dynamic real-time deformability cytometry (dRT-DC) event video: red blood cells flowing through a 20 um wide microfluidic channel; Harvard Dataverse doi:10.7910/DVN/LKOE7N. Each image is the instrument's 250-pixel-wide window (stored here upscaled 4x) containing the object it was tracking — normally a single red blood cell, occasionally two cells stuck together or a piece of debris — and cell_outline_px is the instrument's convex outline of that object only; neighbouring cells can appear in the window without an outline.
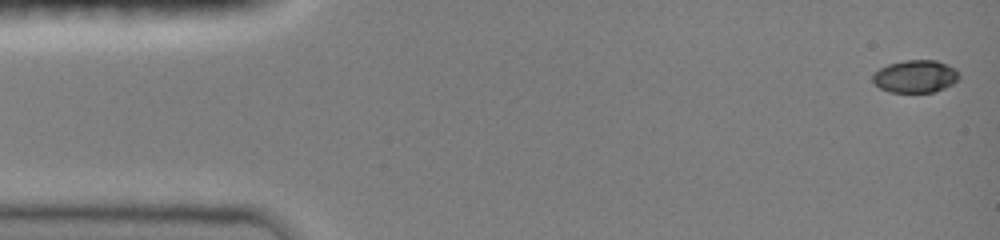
{"species": "common noctule bat (a hibernating species)", "species_latin": "Nyctalus noctula", "temperature_condition": "room temperature", "stored_images_in_passage": 19, "camera_frame_rate_fps": 3000, "um_per_image_px": 0.085, "animal": {"sex": "female", "body_mass_g": 19.0, "forearm_length_mm": 51.5}, "frame": {"image": 1, "passage_image": 1, "time_ms": 0.0, "image_size_px": [1000, 240], "cell_outline_px": [[960, 76], [952, 84], [944, 88], [932, 92], [888, 92], [880, 88], [872, 80], [872, 76], [880, 68], [888, 64], [904, 60], [936, 60], [956, 68], [960, 72]], "centroid_in_image_um": [77.82, 6.48], "position_along_channel_um": 7.2, "area_um2": 16.42}}
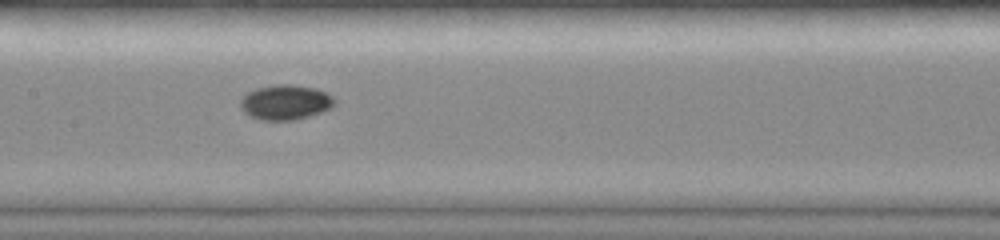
{"frame": {"image": 2, "passage_image": 10, "time_ms": 7.333, "image_size_px": [1000, 240], "cell_outline_px": [[336, 104], [332, 108], [296, 120], [260, 120], [248, 116], [240, 108], [240, 100], [248, 92], [256, 88], [276, 84], [292, 84], [316, 88], [332, 96], [336, 100]], "centroid_in_image_um": [24.26, 8.69], "position_along_channel_um": 183.1, "area_um2": 19.36}}
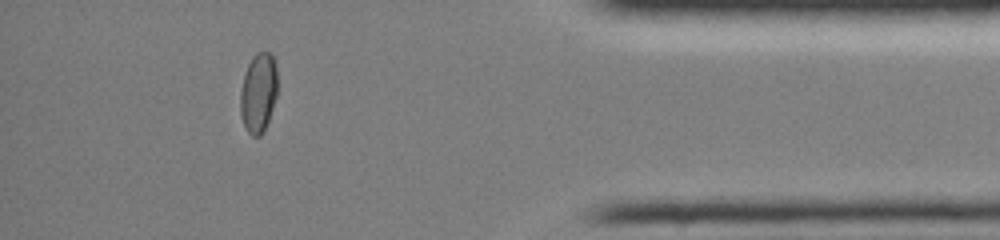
{"frame": {"image": 3, "passage_image": 16, "time_ms": 13.667, "image_size_px": [1000, 240], "cell_outline_px": [[276, 96], [268, 120], [260, 136], [252, 136], [244, 128], [240, 112], [240, 92], [244, 76], [248, 64], [252, 56], [256, 52], [268, 52], [272, 56], [276, 68]], "centroid_in_image_um": [21.94, 7.89], "position_along_channel_um": 413.3, "area_um2": 16.99}}